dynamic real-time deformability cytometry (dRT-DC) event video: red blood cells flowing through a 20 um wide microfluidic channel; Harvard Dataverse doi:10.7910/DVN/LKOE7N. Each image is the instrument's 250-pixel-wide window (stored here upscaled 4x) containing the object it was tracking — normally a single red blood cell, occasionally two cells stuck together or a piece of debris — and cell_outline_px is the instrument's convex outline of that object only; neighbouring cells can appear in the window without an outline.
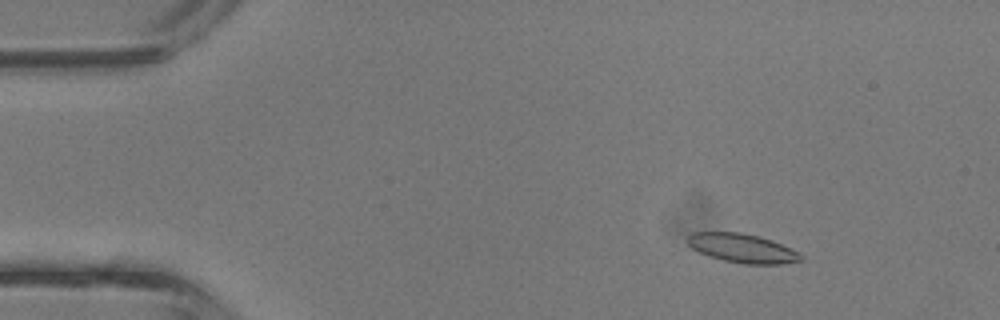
{"species": "common noctule bat (a hibernating species)", "species_latin": "Nyctalus noctula", "temperature_condition": "room temperature", "stored_images_in_passage": 3, "camera_frame_rate_fps": 3000, "um_per_image_px": 0.085, "animal": {"sex": "male", "body_mass_g": 13.3}, "frame": {"image": 1, "passage_image": 2, "time_ms": 0.333, "image_size_px": [1000, 320], "cell_outline_px": [[804, 260], [780, 264], [744, 264], [724, 260], [708, 256], [692, 248], [684, 240], [692, 232], [740, 232], [760, 236], [772, 240], [800, 252], [804, 256]], "centroid_in_image_um": [63.11, 21.09], "position_along_channel_um": 21.9, "area_um2": 19.36}}